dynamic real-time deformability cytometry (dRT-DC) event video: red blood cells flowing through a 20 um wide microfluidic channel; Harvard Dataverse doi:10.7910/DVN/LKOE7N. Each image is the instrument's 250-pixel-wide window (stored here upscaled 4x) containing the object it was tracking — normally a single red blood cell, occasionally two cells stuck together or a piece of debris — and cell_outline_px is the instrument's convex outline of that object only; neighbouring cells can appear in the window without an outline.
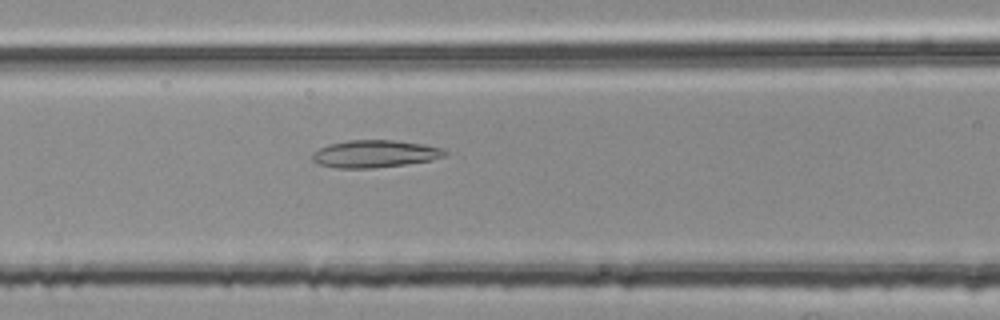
{"species": "common noctule bat (a hibernating species)", "species_latin": "Nyctalus noctula", "temperature_condition": "room temperature", "stored_images_in_passage": 25, "camera_frame_rate_fps": 3000, "um_per_image_px": 0.085, "animal": {"sex": "female", "body_mass_g": 25.1}, "frame": {"image": 1, "passage_image": 11, "time_ms": 3.333, "image_size_px": [1000, 320], "cell_outline_px": [[448, 152], [444, 156], [432, 160], [404, 164], [372, 168], [336, 168], [316, 164], [312, 160], [312, 152], [328, 144], [348, 140], [396, 140], [424, 144], [444, 148]], "centroid_in_image_um": [31.84, 13.07], "position_along_channel_um": 134.8, "area_um2": 21.33}}
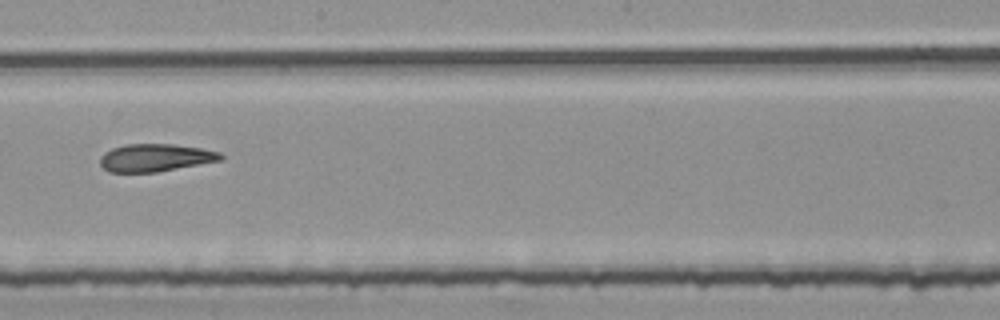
{"frame": {"image": 2, "passage_image": 19, "time_ms": 6.0, "image_size_px": [1000, 320], "cell_outline_px": [[224, 160], [156, 172], [112, 172], [104, 168], [100, 164], [100, 156], [104, 152], [112, 148], [124, 144], [176, 144], [200, 148], [220, 152], [224, 156]], "centroid_in_image_um": [13.23, 13.4], "position_along_channel_um": 235.0, "area_um2": 19.54}}
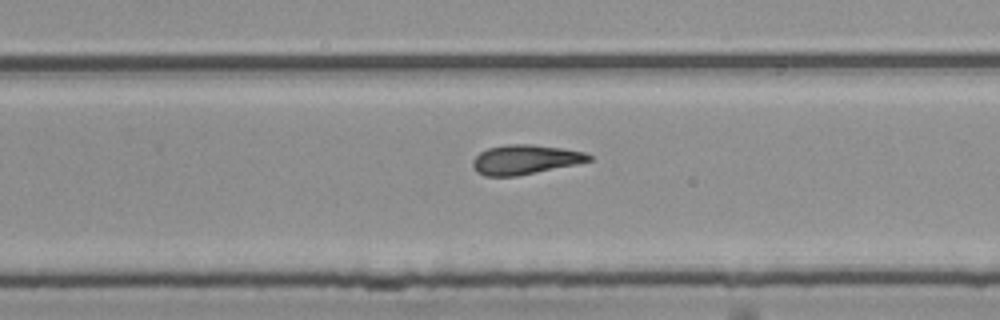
{"frame": {"image": 3, "passage_image": 23, "time_ms": 7.333, "image_size_px": [1000, 320], "cell_outline_px": [[592, 160], [516, 176], [484, 176], [476, 172], [472, 164], [472, 160], [480, 152], [488, 148], [508, 144], [532, 144], [560, 148], [584, 152], [592, 156]], "centroid_in_image_um": [44.58, 13.56], "position_along_channel_um": 285.2, "area_um2": 19.65}}